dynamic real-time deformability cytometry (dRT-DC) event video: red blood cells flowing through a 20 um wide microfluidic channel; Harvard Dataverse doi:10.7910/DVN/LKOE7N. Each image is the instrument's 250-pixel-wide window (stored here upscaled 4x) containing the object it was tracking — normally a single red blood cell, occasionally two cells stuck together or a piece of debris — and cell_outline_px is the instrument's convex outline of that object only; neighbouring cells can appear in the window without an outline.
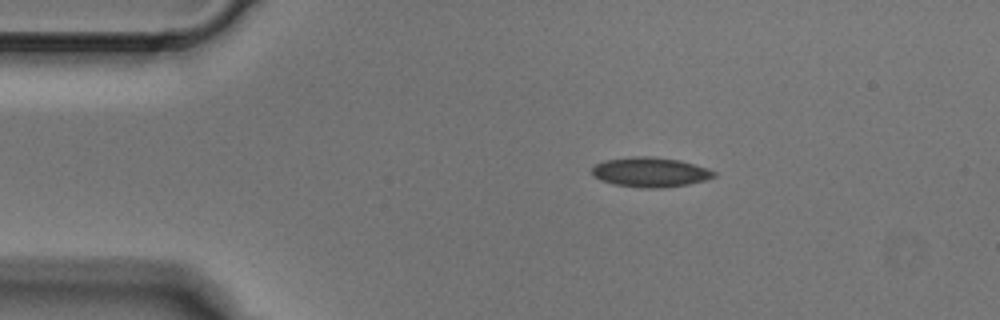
{"species": "Egyptian fruit bat (a non-hibernating species)", "species_latin": "Rousettus aegyptiacus", "temperature_condition": "cold", "stored_images_in_passage": 3, "camera_frame_rate_fps": 3000, "um_per_image_px": 0.085, "animal": {"sex": "male"}, "frame": {"image": 1, "passage_image": 1, "time_ms": 0.0, "image_size_px": [1000, 320], "cell_outline_px": [[716, 176], [704, 180], [688, 184], [664, 188], [640, 188], [612, 184], [600, 180], [592, 176], [592, 168], [596, 164], [604, 160], [632, 156], [652, 156], [680, 160], [708, 168], [716, 172]], "centroid_in_image_um": [55.25, 14.63], "position_along_channel_um": 29.7, "area_um2": 21.39}}
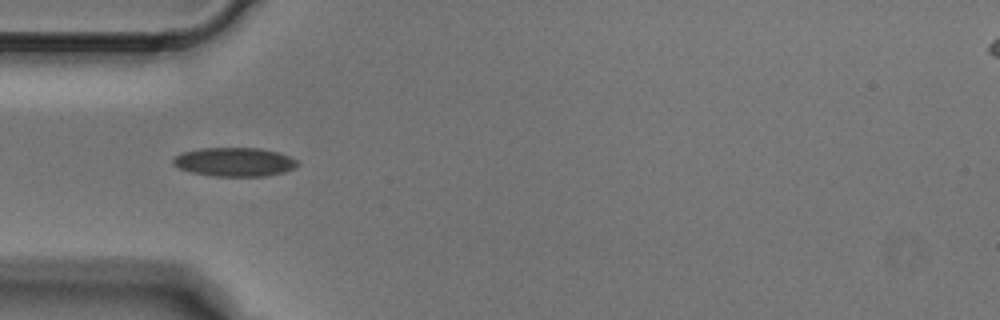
{"frame": {"image": 2, "passage_image": 2, "time_ms": 0.333, "image_size_px": [1000, 320], "cell_outline_px": [[300, 164], [284, 172], [264, 176], [216, 176], [192, 172], [180, 168], [172, 164], [172, 160], [180, 152], [200, 148], [260, 148], [280, 152], [296, 160]], "centroid_in_image_um": [19.92, 13.75], "position_along_channel_um": 65.1, "area_um2": 20.87}}
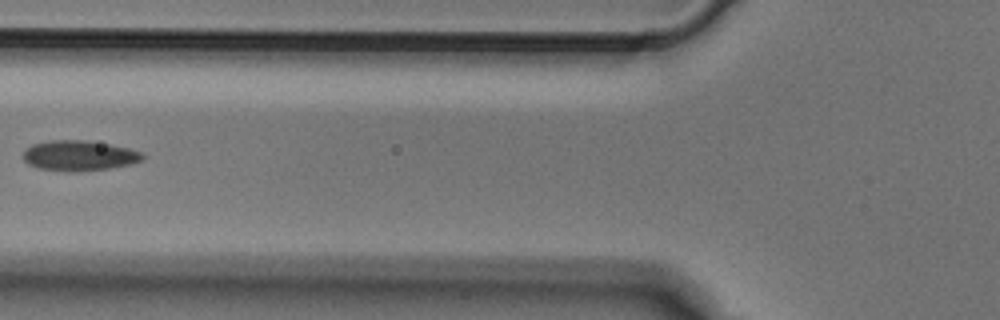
{"frame": {"image": 3, "passage_image": 3, "time_ms": 0.667, "image_size_px": [1000, 320], "cell_outline_px": [[144, 160], [132, 164], [108, 168], [76, 172], [68, 172], [36, 168], [28, 164], [24, 160], [24, 152], [32, 144], [52, 140], [84, 140], [108, 144], [128, 148], [144, 152]], "centroid_in_image_um": [6.75, 13.24], "position_along_channel_um": 119.1, "area_um2": 21.15}}